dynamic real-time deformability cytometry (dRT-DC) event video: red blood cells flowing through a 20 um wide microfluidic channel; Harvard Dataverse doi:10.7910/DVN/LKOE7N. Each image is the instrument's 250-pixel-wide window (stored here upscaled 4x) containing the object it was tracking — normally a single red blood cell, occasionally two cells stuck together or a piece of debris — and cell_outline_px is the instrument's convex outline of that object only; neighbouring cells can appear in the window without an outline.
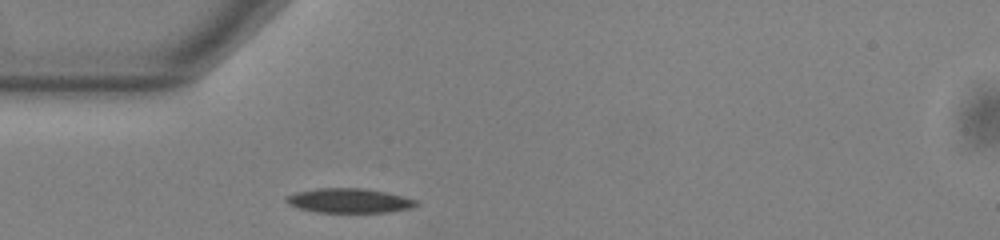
{"species": "common noctule bat (a hibernating species)", "species_latin": "Nyctalus noctula", "temperature_condition": "warm", "stored_images_in_passage": 39, "camera_frame_rate_fps": 3000, "um_per_image_px": 0.085, "animal": {"sex": "male", "body_mass_g": 13.0, "forearm_length_mm": 53.1}, "frame": {"image": 1, "passage_image": 1, "time_ms": 0.0, "image_size_px": [1000, 240], "cell_outline_px": [[420, 204], [408, 208], [388, 212], [316, 212], [300, 208], [288, 204], [284, 200], [288, 196], [296, 192], [316, 188], [364, 188], [388, 192], [420, 200]], "centroid_in_image_um": [29.72, 17.04], "position_along_channel_um": 55.3, "area_um2": 18.61}}
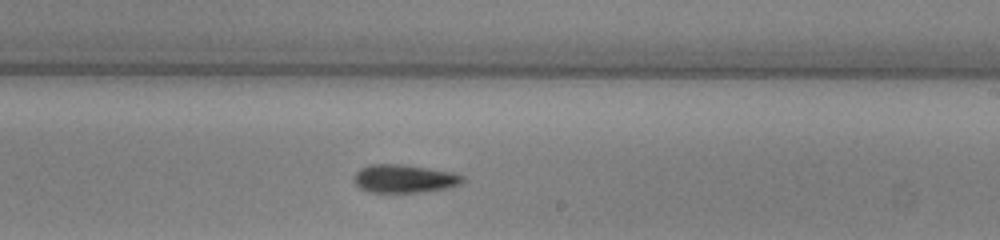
{"frame": {"image": 2, "passage_image": 17, "time_ms": 5.333, "image_size_px": [1000, 240], "cell_outline_px": [[464, 180], [460, 184], [448, 188], [420, 192], [368, 192], [360, 188], [352, 180], [352, 176], [360, 168], [368, 164], [404, 164], [456, 172], [464, 176]], "centroid_in_image_um": [34.36, 15.17], "position_along_channel_um": 254.6, "area_um2": 18.21}}
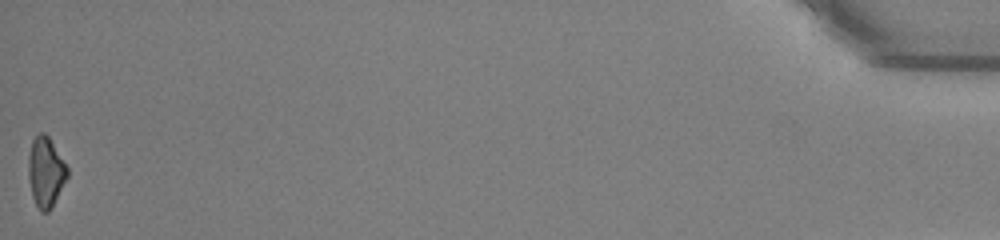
{"frame": {"image": 3, "passage_image": 39, "time_ms": 12.667, "image_size_px": [1000, 240], "cell_outline_px": [[68, 176], [52, 208], [48, 212], [40, 212], [32, 196], [28, 176], [28, 156], [32, 140], [40, 132], [44, 132], [48, 136], [68, 168]], "centroid_in_image_um": [3.88, 14.64], "position_along_channel_um": 431.3, "area_um2": 15.9}, "authors_computed_cell_mechanics": {"area_um2": 17.4556, "velocity_mm_per_s": 3.8377, "shape_relaxation_time_tau1_ms": 8.7567, "shape_relaxation_time_tau2_ms": null, "deformation_change_tau1": 0.1852, "deformation_change_tau2": null}}